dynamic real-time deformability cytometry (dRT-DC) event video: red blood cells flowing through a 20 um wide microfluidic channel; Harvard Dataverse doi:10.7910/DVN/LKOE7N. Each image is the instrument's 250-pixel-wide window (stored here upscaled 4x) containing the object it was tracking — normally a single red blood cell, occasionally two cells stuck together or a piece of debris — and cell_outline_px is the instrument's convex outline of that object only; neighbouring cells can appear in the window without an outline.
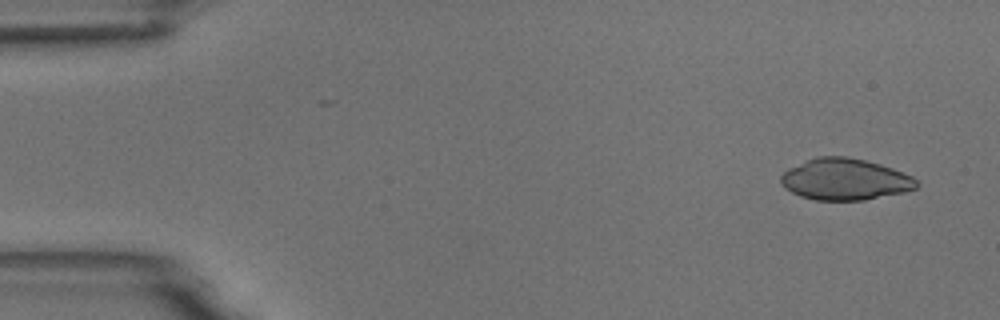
{"species": "common noctule bat (a hibernating species)", "species_latin": "Nyctalus noctula", "temperature_condition": "room temperature", "stored_images_in_passage": 54, "camera_frame_rate_fps": 3000, "um_per_image_px": 0.085, "animal": {"sex": "male", "body_mass_g": 18.8}, "frame": {"image": 1, "passage_image": 3, "time_ms": 0.667, "image_size_px": [1000, 320], "cell_outline_px": [[920, 184], [916, 188], [904, 192], [864, 200], [816, 200], [800, 196], [784, 188], [780, 184], [780, 176], [788, 168], [816, 156], [844, 156], [864, 160], [880, 164], [892, 168], [912, 176]], "centroid_in_image_um": [71.8, 15.24], "position_along_channel_um": 13.2, "area_um2": 32.83}}